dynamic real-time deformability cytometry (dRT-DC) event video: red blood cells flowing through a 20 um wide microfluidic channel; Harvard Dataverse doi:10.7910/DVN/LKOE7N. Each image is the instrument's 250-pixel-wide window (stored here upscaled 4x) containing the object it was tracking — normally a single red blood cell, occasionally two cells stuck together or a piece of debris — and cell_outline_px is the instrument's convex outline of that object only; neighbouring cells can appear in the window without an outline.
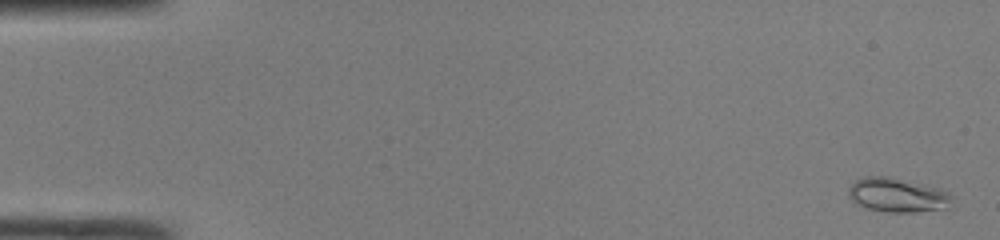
{"species": "common noctule bat (a hibernating species)", "species_latin": "Nyctalus noctula", "temperature_condition": "room temperature", "stored_images_in_passage": 48, "camera_frame_rate_fps": 3000, "um_per_image_px": 0.085, "animal": {"sex": "male", "body_mass_g": 19.0, "forearm_length_mm": 50.8}, "frame": {"image": 1, "passage_image": 1, "time_ms": 0.0, "image_size_px": [1000, 240], "cell_outline_px": [[952, 196], [948, 208], [916, 212], [888, 212], [868, 208], [856, 204], [848, 196], [848, 188], [856, 180], [864, 176], [888, 176], [928, 184], [940, 188], [948, 192]], "centroid_in_image_um": [76.29, 16.57], "position_along_channel_um": 8.7, "area_um2": 20.87}}
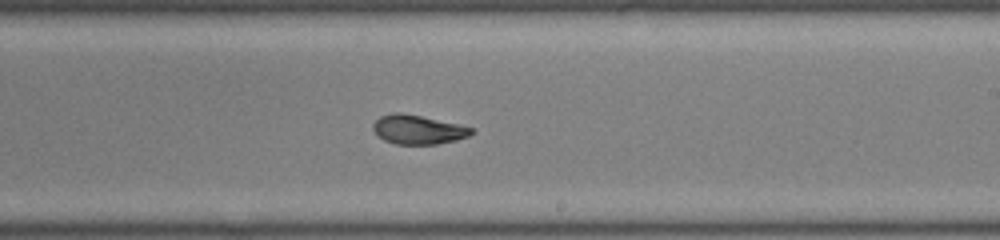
{"frame": {"image": 2, "passage_image": 29, "time_ms": 9.333, "image_size_px": [1000, 240], "cell_outline_px": [[476, 132], [468, 136], [456, 140], [436, 144], [396, 144], [384, 140], [376, 136], [372, 128], [372, 124], [380, 116], [392, 112], [400, 112], [420, 116], [456, 124], [472, 128]], "centroid_in_image_um": [35.48, 11.02], "position_along_channel_um": 253.5, "area_um2": 16.65}}
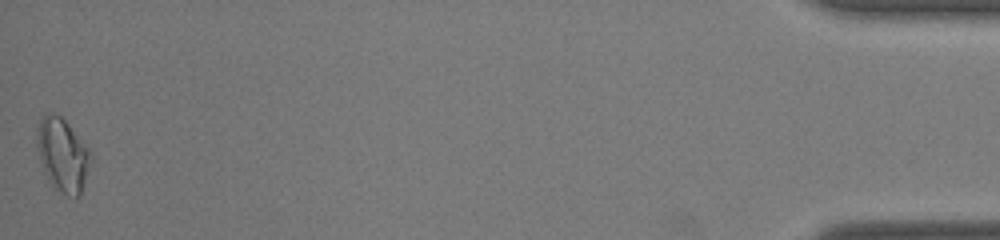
{"frame": {"image": 3, "passage_image": 48, "time_ms": 15.667, "image_size_px": [1000, 240], "cell_outline_px": [[92, 160], [80, 196], [68, 196], [60, 192], [48, 180], [44, 172], [40, 160], [36, 144], [36, 128], [40, 120], [48, 112], [52, 112], [60, 116], [68, 124], [88, 148], [92, 156]], "centroid_in_image_um": [5.31, 13.16], "position_along_channel_um": 429.9, "area_um2": 22.95}, "authors_computed_cell_mechanics": {"area_um2": 17.4556, "velocity_mm_per_s": 4.2304, "shape_relaxation_time_tau1_ms": 4.867, "shape_relaxation_time_tau2_ms": 1.9628, "deformation_change_tau1": 0.1833, "deformation_change_tau2": 0.0604}}